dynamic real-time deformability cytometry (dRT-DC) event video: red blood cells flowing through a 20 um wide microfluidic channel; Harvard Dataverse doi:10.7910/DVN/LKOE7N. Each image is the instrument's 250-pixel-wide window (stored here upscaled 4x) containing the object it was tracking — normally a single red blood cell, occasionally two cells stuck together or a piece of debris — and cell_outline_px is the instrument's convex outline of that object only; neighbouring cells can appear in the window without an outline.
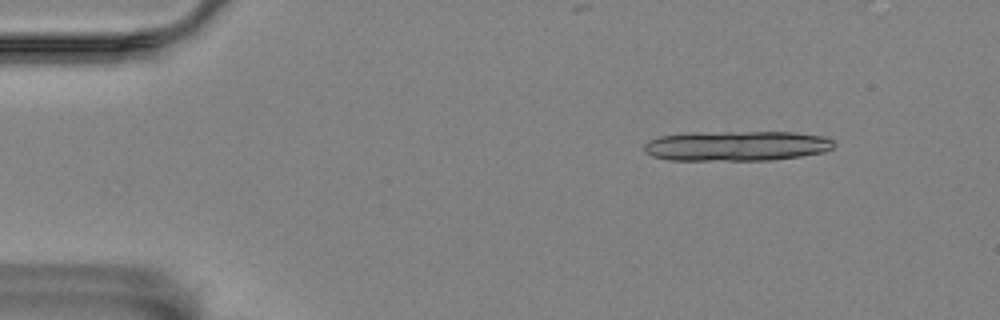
{"species": "Egyptian fruit bat (a non-hibernating species)", "species_latin": "Rousettus aegyptiacus", "temperature_condition": "room temperature", "stored_images_in_passage": 6, "camera_frame_rate_fps": 3000, "um_per_image_px": 0.085, "animal": {"sex": "female"}, "frame": {"image": 1, "passage_image": 2, "time_ms": 1.333, "image_size_px": [1000, 320], "cell_outline_px": [[836, 144], [832, 148], [824, 152], [800, 156], [772, 160], [668, 160], [652, 156], [644, 152], [644, 144], [648, 140], [660, 136], [688, 132], [796, 132], [824, 136], [832, 140]], "centroid_in_image_um": [62.59, 12.39], "position_along_channel_um": 22.4, "area_um2": 33.58}}
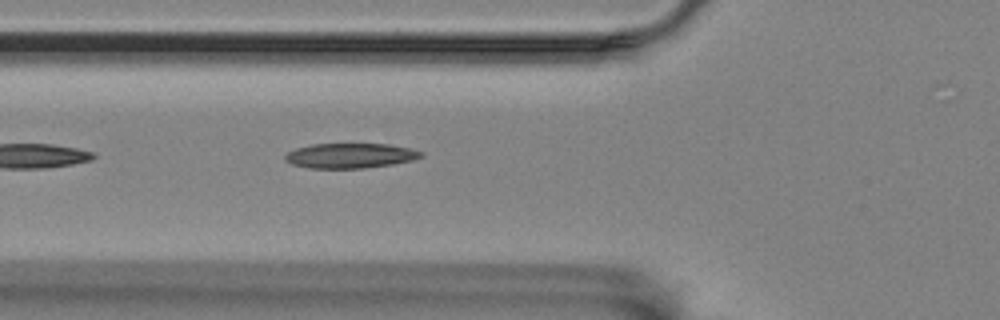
{"frame": {"image": 2, "passage_image": 6, "time_ms": 6.0, "image_size_px": [1000, 320], "cell_outline_px": [[424, 156], [412, 160], [392, 164], [364, 168], [308, 168], [292, 164], [284, 160], [284, 156], [288, 152], [296, 148], [312, 144], [388, 144], [408, 148], [424, 152]], "centroid_in_image_um": [29.76, 13.23], "position_along_channel_um": 96.0, "area_um2": 19.71}}